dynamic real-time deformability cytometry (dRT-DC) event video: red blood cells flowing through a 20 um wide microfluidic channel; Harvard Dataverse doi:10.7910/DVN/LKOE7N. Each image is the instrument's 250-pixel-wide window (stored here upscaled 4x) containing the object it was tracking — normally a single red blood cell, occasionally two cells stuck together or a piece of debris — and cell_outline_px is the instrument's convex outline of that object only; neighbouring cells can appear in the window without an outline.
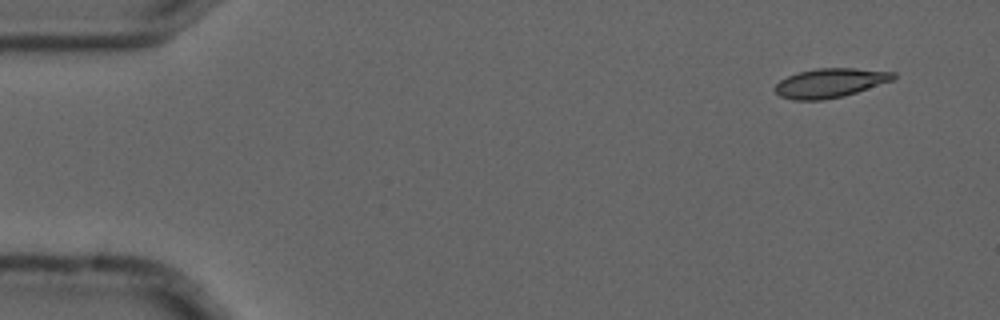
{"species": "common noctule bat (a hibernating species)", "species_latin": "Nyctalus noctula", "temperature_condition": "cold", "stored_images_in_passage": 5, "camera_frame_rate_fps": 3000, "um_per_image_px": 0.085, "animal": {"sex": "male", "forearm_length_mm": 52.5}, "frame": {"image": 1, "passage_image": 1, "time_ms": 0.0, "image_size_px": [1000, 320], "cell_outline_px": [[896, 76], [892, 80], [844, 96], [824, 100], [792, 100], [780, 96], [772, 88], [780, 80], [788, 76], [800, 72], [816, 68], [856, 68], [896, 72]], "centroid_in_image_um": [70.53, 7.05], "position_along_channel_um": 14.5, "area_um2": 20.11}}
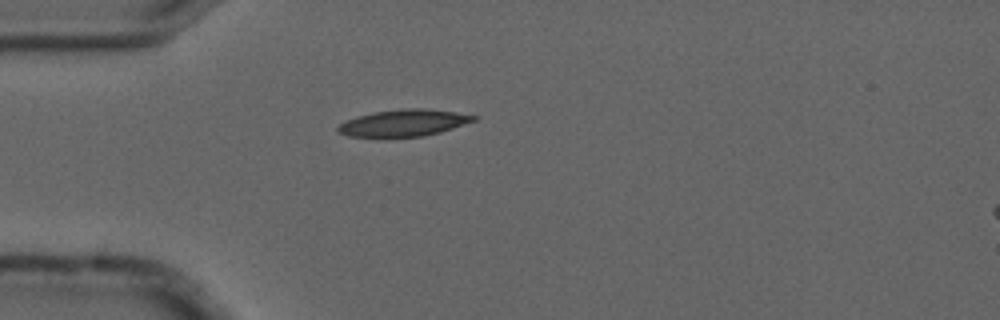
{"frame": {"image": 2, "passage_image": 4, "time_ms": 1.0, "image_size_px": [1000, 320], "cell_outline_px": [[480, 116], [476, 120], [440, 132], [420, 136], [388, 140], [380, 140], [348, 136], [340, 132], [336, 128], [340, 124], [356, 116], [372, 112], [404, 108], [424, 108], [456, 112]], "centroid_in_image_um": [34.26, 10.49], "position_along_channel_um": 50.7, "area_um2": 22.02}}